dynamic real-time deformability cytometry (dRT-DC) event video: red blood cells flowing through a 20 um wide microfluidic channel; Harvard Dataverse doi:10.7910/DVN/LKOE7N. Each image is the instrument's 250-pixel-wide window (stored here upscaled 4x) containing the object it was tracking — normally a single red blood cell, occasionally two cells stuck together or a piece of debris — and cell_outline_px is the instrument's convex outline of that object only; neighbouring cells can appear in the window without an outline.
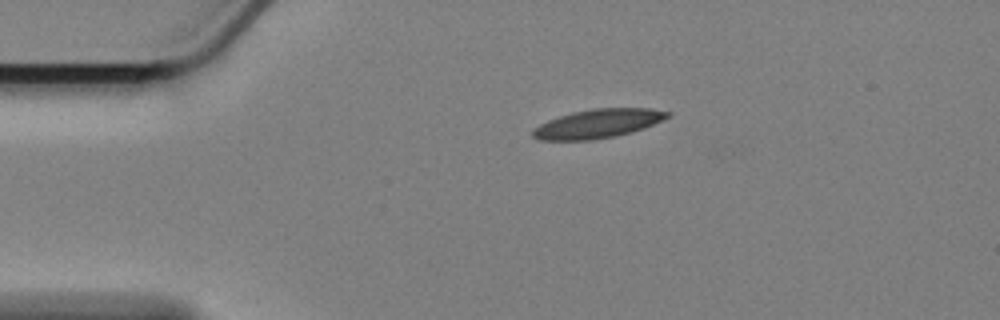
{"species": "Egyptian fruit bat (a non-hibernating species)", "species_latin": "Rousettus aegyptiacus", "temperature_condition": "cold", "stored_images_in_passage": 44, "segment_of_instrument_passage": [1, 2], "camera_frame_rate_fps": 3000, "um_per_image_px": 0.085, "animal": {"sex": "female"}, "frame": {"image": 1, "passage_image": 1, "time_ms": 0.0, "image_size_px": [1000, 320], "cell_outline_px": [[672, 116], [652, 124], [628, 132], [612, 136], [592, 140], [540, 140], [532, 136], [532, 128], [548, 120], [572, 112], [592, 108], [652, 108], [672, 112]], "centroid_in_image_um": [50.8, 10.49], "position_along_channel_um": 34.2, "area_um2": 22.48}}
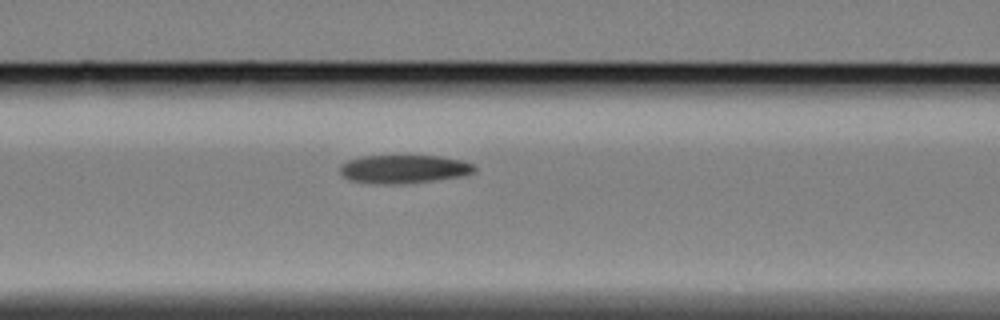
{"frame": {"image": 2, "passage_image": 13, "time_ms": 4.0, "image_size_px": [1000, 320], "cell_outline_px": [[476, 172], [460, 176], [432, 180], [396, 184], [376, 184], [348, 180], [340, 172], [340, 164], [348, 160], [360, 156], [440, 156], [464, 160], [472, 164], [476, 168]], "centroid_in_image_um": [34.3, 14.36], "position_along_channel_um": 132.3, "area_um2": 22.25}}
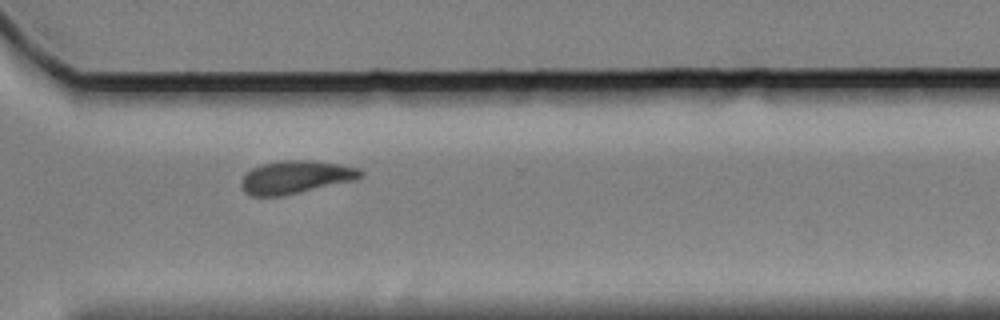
{"frame": {"image": 3, "passage_image": 32, "time_ms": 10.333, "image_size_px": [1000, 320], "cell_outline_px": [[364, 176], [356, 180], [280, 196], [252, 196], [244, 192], [240, 184], [240, 180], [252, 168], [260, 164], [280, 160], [312, 160], [360, 168], [364, 172]], "centroid_in_image_um": [25.13, 15.05], "position_along_channel_um": 345.5, "area_um2": 22.95}}